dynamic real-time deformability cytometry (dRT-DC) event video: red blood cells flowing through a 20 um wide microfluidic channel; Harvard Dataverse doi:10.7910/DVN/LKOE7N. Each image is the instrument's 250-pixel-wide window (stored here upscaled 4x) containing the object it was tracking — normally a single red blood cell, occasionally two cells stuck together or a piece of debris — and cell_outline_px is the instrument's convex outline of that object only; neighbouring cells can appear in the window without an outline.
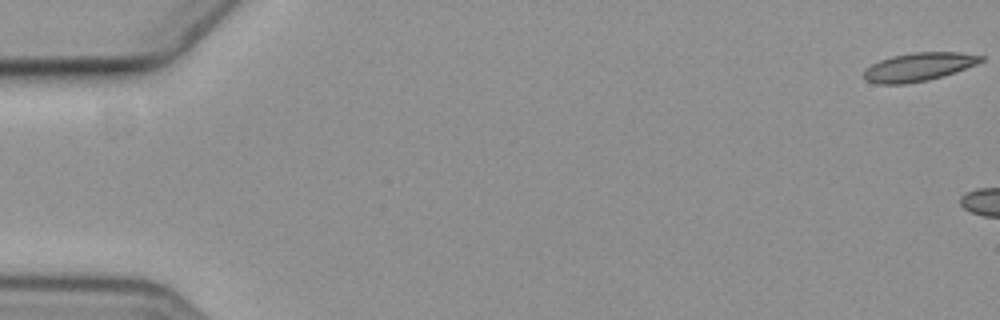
{"species": "common noctule bat (a hibernating species)", "species_latin": "Nyctalus noctula", "temperature_condition": "cold", "stored_images_in_passage": 10, "camera_frame_rate_fps": 3000, "um_per_image_px": 0.085, "animal": {"sex": "female", "body_mass_g": 19.3, "forearm_length_mm": 54.1}, "frame": {"image": 1, "passage_image": 1, "time_ms": 0.0, "image_size_px": [1000, 320], "cell_outline_px": [[984, 60], [976, 64], [956, 72], [944, 76], [928, 80], [908, 84], [876, 84], [864, 80], [864, 72], [872, 64], [880, 60], [892, 56], [912, 52], [960, 52], [984, 56]], "centroid_in_image_um": [78.09, 5.69], "position_along_channel_um": 6.9, "area_um2": 19.48}}